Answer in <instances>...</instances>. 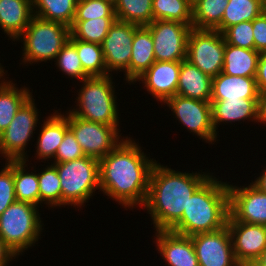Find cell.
<instances>
[{
	"mask_svg": "<svg viewBox=\"0 0 266 266\" xmlns=\"http://www.w3.org/2000/svg\"><path fill=\"white\" fill-rule=\"evenodd\" d=\"M141 148L132 137L126 136L99 160V192L122 204L125 210L144 206L151 171L157 162L149 159Z\"/></svg>",
	"mask_w": 266,
	"mask_h": 266,
	"instance_id": "obj_1",
	"label": "cell"
},
{
	"mask_svg": "<svg viewBox=\"0 0 266 266\" xmlns=\"http://www.w3.org/2000/svg\"><path fill=\"white\" fill-rule=\"evenodd\" d=\"M180 172L158 163L154 164L145 210L152 219L155 231L170 230L187 208L189 198L212 175L209 172Z\"/></svg>",
	"mask_w": 266,
	"mask_h": 266,
	"instance_id": "obj_2",
	"label": "cell"
},
{
	"mask_svg": "<svg viewBox=\"0 0 266 266\" xmlns=\"http://www.w3.org/2000/svg\"><path fill=\"white\" fill-rule=\"evenodd\" d=\"M213 174L189 198L182 218L170 231L192 236L226 226L229 216L228 182L219 181Z\"/></svg>",
	"mask_w": 266,
	"mask_h": 266,
	"instance_id": "obj_3",
	"label": "cell"
},
{
	"mask_svg": "<svg viewBox=\"0 0 266 266\" xmlns=\"http://www.w3.org/2000/svg\"><path fill=\"white\" fill-rule=\"evenodd\" d=\"M75 108L68 110L84 120L119 126V110L112 74L88 77L81 81Z\"/></svg>",
	"mask_w": 266,
	"mask_h": 266,
	"instance_id": "obj_4",
	"label": "cell"
},
{
	"mask_svg": "<svg viewBox=\"0 0 266 266\" xmlns=\"http://www.w3.org/2000/svg\"><path fill=\"white\" fill-rule=\"evenodd\" d=\"M38 208L16 200L0 215V238L17 258L42 238L44 223Z\"/></svg>",
	"mask_w": 266,
	"mask_h": 266,
	"instance_id": "obj_5",
	"label": "cell"
},
{
	"mask_svg": "<svg viewBox=\"0 0 266 266\" xmlns=\"http://www.w3.org/2000/svg\"><path fill=\"white\" fill-rule=\"evenodd\" d=\"M70 35V27L66 24L33 16L25 31L15 40L23 42V65L53 61Z\"/></svg>",
	"mask_w": 266,
	"mask_h": 266,
	"instance_id": "obj_6",
	"label": "cell"
},
{
	"mask_svg": "<svg viewBox=\"0 0 266 266\" xmlns=\"http://www.w3.org/2000/svg\"><path fill=\"white\" fill-rule=\"evenodd\" d=\"M60 178L62 207L85 206L100 190L99 160L84 156L64 163H53ZM94 193V194H93ZM93 194V195H92Z\"/></svg>",
	"mask_w": 266,
	"mask_h": 266,
	"instance_id": "obj_7",
	"label": "cell"
},
{
	"mask_svg": "<svg viewBox=\"0 0 266 266\" xmlns=\"http://www.w3.org/2000/svg\"><path fill=\"white\" fill-rule=\"evenodd\" d=\"M225 39L217 30L191 29L187 40L186 60L211 78L224 66Z\"/></svg>",
	"mask_w": 266,
	"mask_h": 266,
	"instance_id": "obj_8",
	"label": "cell"
},
{
	"mask_svg": "<svg viewBox=\"0 0 266 266\" xmlns=\"http://www.w3.org/2000/svg\"><path fill=\"white\" fill-rule=\"evenodd\" d=\"M31 96L17 111L8 127L2 132L0 155L6 161L28 160L26 146L33 137L39 121V112ZM26 151V152H25Z\"/></svg>",
	"mask_w": 266,
	"mask_h": 266,
	"instance_id": "obj_9",
	"label": "cell"
},
{
	"mask_svg": "<svg viewBox=\"0 0 266 266\" xmlns=\"http://www.w3.org/2000/svg\"><path fill=\"white\" fill-rule=\"evenodd\" d=\"M68 125L85 156L98 160L105 157L125 138H122L119 126L84 120L69 111Z\"/></svg>",
	"mask_w": 266,
	"mask_h": 266,
	"instance_id": "obj_10",
	"label": "cell"
},
{
	"mask_svg": "<svg viewBox=\"0 0 266 266\" xmlns=\"http://www.w3.org/2000/svg\"><path fill=\"white\" fill-rule=\"evenodd\" d=\"M163 104L173 112L180 124L200 140L209 144L218 141L219 134L215 132L212 122L211 102L175 95Z\"/></svg>",
	"mask_w": 266,
	"mask_h": 266,
	"instance_id": "obj_11",
	"label": "cell"
},
{
	"mask_svg": "<svg viewBox=\"0 0 266 266\" xmlns=\"http://www.w3.org/2000/svg\"><path fill=\"white\" fill-rule=\"evenodd\" d=\"M152 35L156 61L186 59L187 40L192 27L178 21L153 20L146 26Z\"/></svg>",
	"mask_w": 266,
	"mask_h": 266,
	"instance_id": "obj_12",
	"label": "cell"
},
{
	"mask_svg": "<svg viewBox=\"0 0 266 266\" xmlns=\"http://www.w3.org/2000/svg\"><path fill=\"white\" fill-rule=\"evenodd\" d=\"M138 25L116 21L111 25L102 46L104 62L107 72H124V80L129 83V64L135 29Z\"/></svg>",
	"mask_w": 266,
	"mask_h": 266,
	"instance_id": "obj_13",
	"label": "cell"
},
{
	"mask_svg": "<svg viewBox=\"0 0 266 266\" xmlns=\"http://www.w3.org/2000/svg\"><path fill=\"white\" fill-rule=\"evenodd\" d=\"M229 216L227 221L266 226V193L252 182L248 186L229 184Z\"/></svg>",
	"mask_w": 266,
	"mask_h": 266,
	"instance_id": "obj_14",
	"label": "cell"
},
{
	"mask_svg": "<svg viewBox=\"0 0 266 266\" xmlns=\"http://www.w3.org/2000/svg\"><path fill=\"white\" fill-rule=\"evenodd\" d=\"M199 266H240L235 259L228 226L190 236Z\"/></svg>",
	"mask_w": 266,
	"mask_h": 266,
	"instance_id": "obj_15",
	"label": "cell"
},
{
	"mask_svg": "<svg viewBox=\"0 0 266 266\" xmlns=\"http://www.w3.org/2000/svg\"><path fill=\"white\" fill-rule=\"evenodd\" d=\"M233 252L240 266L257 261L266 249V226L239 221H227Z\"/></svg>",
	"mask_w": 266,
	"mask_h": 266,
	"instance_id": "obj_16",
	"label": "cell"
},
{
	"mask_svg": "<svg viewBox=\"0 0 266 266\" xmlns=\"http://www.w3.org/2000/svg\"><path fill=\"white\" fill-rule=\"evenodd\" d=\"M180 61H155L136 82L141 81L148 94L164 103L176 95Z\"/></svg>",
	"mask_w": 266,
	"mask_h": 266,
	"instance_id": "obj_17",
	"label": "cell"
},
{
	"mask_svg": "<svg viewBox=\"0 0 266 266\" xmlns=\"http://www.w3.org/2000/svg\"><path fill=\"white\" fill-rule=\"evenodd\" d=\"M155 232L156 250L168 266H199L194 245L190 236L170 230Z\"/></svg>",
	"mask_w": 266,
	"mask_h": 266,
	"instance_id": "obj_18",
	"label": "cell"
},
{
	"mask_svg": "<svg viewBox=\"0 0 266 266\" xmlns=\"http://www.w3.org/2000/svg\"><path fill=\"white\" fill-rule=\"evenodd\" d=\"M59 113L58 110L48 117H45L36 141V159H54L59 145L63 141L65 133L69 130L68 111ZM49 158V159H48Z\"/></svg>",
	"mask_w": 266,
	"mask_h": 266,
	"instance_id": "obj_19",
	"label": "cell"
},
{
	"mask_svg": "<svg viewBox=\"0 0 266 266\" xmlns=\"http://www.w3.org/2000/svg\"><path fill=\"white\" fill-rule=\"evenodd\" d=\"M212 122L215 132L221 122H243L251 120L257 122L258 120V99H234V100H211ZM217 130V131H216Z\"/></svg>",
	"mask_w": 266,
	"mask_h": 266,
	"instance_id": "obj_20",
	"label": "cell"
},
{
	"mask_svg": "<svg viewBox=\"0 0 266 266\" xmlns=\"http://www.w3.org/2000/svg\"><path fill=\"white\" fill-rule=\"evenodd\" d=\"M33 16L32 0H0V27L14 42Z\"/></svg>",
	"mask_w": 266,
	"mask_h": 266,
	"instance_id": "obj_21",
	"label": "cell"
},
{
	"mask_svg": "<svg viewBox=\"0 0 266 266\" xmlns=\"http://www.w3.org/2000/svg\"><path fill=\"white\" fill-rule=\"evenodd\" d=\"M255 77L231 76L220 72L212 78L211 100L258 99Z\"/></svg>",
	"mask_w": 266,
	"mask_h": 266,
	"instance_id": "obj_22",
	"label": "cell"
},
{
	"mask_svg": "<svg viewBox=\"0 0 266 266\" xmlns=\"http://www.w3.org/2000/svg\"><path fill=\"white\" fill-rule=\"evenodd\" d=\"M212 78L186 59L180 61L176 95L211 101Z\"/></svg>",
	"mask_w": 266,
	"mask_h": 266,
	"instance_id": "obj_23",
	"label": "cell"
},
{
	"mask_svg": "<svg viewBox=\"0 0 266 266\" xmlns=\"http://www.w3.org/2000/svg\"><path fill=\"white\" fill-rule=\"evenodd\" d=\"M154 43L150 30L146 26L135 29L129 64V84L143 75L155 62Z\"/></svg>",
	"mask_w": 266,
	"mask_h": 266,
	"instance_id": "obj_24",
	"label": "cell"
},
{
	"mask_svg": "<svg viewBox=\"0 0 266 266\" xmlns=\"http://www.w3.org/2000/svg\"><path fill=\"white\" fill-rule=\"evenodd\" d=\"M260 52L225 43L222 73L231 76L256 77Z\"/></svg>",
	"mask_w": 266,
	"mask_h": 266,
	"instance_id": "obj_25",
	"label": "cell"
},
{
	"mask_svg": "<svg viewBox=\"0 0 266 266\" xmlns=\"http://www.w3.org/2000/svg\"><path fill=\"white\" fill-rule=\"evenodd\" d=\"M12 80L6 79L0 83V131L3 132L13 120L21 106L33 95L31 90L24 86L16 87Z\"/></svg>",
	"mask_w": 266,
	"mask_h": 266,
	"instance_id": "obj_26",
	"label": "cell"
},
{
	"mask_svg": "<svg viewBox=\"0 0 266 266\" xmlns=\"http://www.w3.org/2000/svg\"><path fill=\"white\" fill-rule=\"evenodd\" d=\"M78 0H32L33 14L41 19L71 27Z\"/></svg>",
	"mask_w": 266,
	"mask_h": 266,
	"instance_id": "obj_27",
	"label": "cell"
},
{
	"mask_svg": "<svg viewBox=\"0 0 266 266\" xmlns=\"http://www.w3.org/2000/svg\"><path fill=\"white\" fill-rule=\"evenodd\" d=\"M229 0H193L192 28L214 30L222 21Z\"/></svg>",
	"mask_w": 266,
	"mask_h": 266,
	"instance_id": "obj_28",
	"label": "cell"
},
{
	"mask_svg": "<svg viewBox=\"0 0 266 266\" xmlns=\"http://www.w3.org/2000/svg\"><path fill=\"white\" fill-rule=\"evenodd\" d=\"M25 160H13L14 190L17 201L39 205V182L36 171H26Z\"/></svg>",
	"mask_w": 266,
	"mask_h": 266,
	"instance_id": "obj_29",
	"label": "cell"
},
{
	"mask_svg": "<svg viewBox=\"0 0 266 266\" xmlns=\"http://www.w3.org/2000/svg\"><path fill=\"white\" fill-rule=\"evenodd\" d=\"M263 12L262 0H229L221 23L214 29L221 33L244 21H253Z\"/></svg>",
	"mask_w": 266,
	"mask_h": 266,
	"instance_id": "obj_30",
	"label": "cell"
},
{
	"mask_svg": "<svg viewBox=\"0 0 266 266\" xmlns=\"http://www.w3.org/2000/svg\"><path fill=\"white\" fill-rule=\"evenodd\" d=\"M69 41L76 47L82 67L90 77L110 75L104 62L101 44L74 39L71 35Z\"/></svg>",
	"mask_w": 266,
	"mask_h": 266,
	"instance_id": "obj_31",
	"label": "cell"
},
{
	"mask_svg": "<svg viewBox=\"0 0 266 266\" xmlns=\"http://www.w3.org/2000/svg\"><path fill=\"white\" fill-rule=\"evenodd\" d=\"M153 0H118L115 6L116 19L147 26L153 21Z\"/></svg>",
	"mask_w": 266,
	"mask_h": 266,
	"instance_id": "obj_32",
	"label": "cell"
},
{
	"mask_svg": "<svg viewBox=\"0 0 266 266\" xmlns=\"http://www.w3.org/2000/svg\"><path fill=\"white\" fill-rule=\"evenodd\" d=\"M116 17H100L86 21H73L70 34L74 39L102 44Z\"/></svg>",
	"mask_w": 266,
	"mask_h": 266,
	"instance_id": "obj_33",
	"label": "cell"
},
{
	"mask_svg": "<svg viewBox=\"0 0 266 266\" xmlns=\"http://www.w3.org/2000/svg\"><path fill=\"white\" fill-rule=\"evenodd\" d=\"M153 20H170L192 27V0H153Z\"/></svg>",
	"mask_w": 266,
	"mask_h": 266,
	"instance_id": "obj_34",
	"label": "cell"
},
{
	"mask_svg": "<svg viewBox=\"0 0 266 266\" xmlns=\"http://www.w3.org/2000/svg\"><path fill=\"white\" fill-rule=\"evenodd\" d=\"M49 163L43 168L40 173L38 172L39 182V206L41 203L51 207H62V193L60 178L56 167Z\"/></svg>",
	"mask_w": 266,
	"mask_h": 266,
	"instance_id": "obj_35",
	"label": "cell"
},
{
	"mask_svg": "<svg viewBox=\"0 0 266 266\" xmlns=\"http://www.w3.org/2000/svg\"><path fill=\"white\" fill-rule=\"evenodd\" d=\"M54 62H56L55 64L59 68V71L61 70L69 78L80 79L79 83L90 77L82 67L76 47L69 40L59 51Z\"/></svg>",
	"mask_w": 266,
	"mask_h": 266,
	"instance_id": "obj_36",
	"label": "cell"
},
{
	"mask_svg": "<svg viewBox=\"0 0 266 266\" xmlns=\"http://www.w3.org/2000/svg\"><path fill=\"white\" fill-rule=\"evenodd\" d=\"M116 17L115 6L108 0H78L74 21Z\"/></svg>",
	"mask_w": 266,
	"mask_h": 266,
	"instance_id": "obj_37",
	"label": "cell"
},
{
	"mask_svg": "<svg viewBox=\"0 0 266 266\" xmlns=\"http://www.w3.org/2000/svg\"><path fill=\"white\" fill-rule=\"evenodd\" d=\"M225 43L230 45L255 49L253 36V21H244L226 28L223 32Z\"/></svg>",
	"mask_w": 266,
	"mask_h": 266,
	"instance_id": "obj_38",
	"label": "cell"
},
{
	"mask_svg": "<svg viewBox=\"0 0 266 266\" xmlns=\"http://www.w3.org/2000/svg\"><path fill=\"white\" fill-rule=\"evenodd\" d=\"M0 170V215L16 201L14 190L13 160L5 161Z\"/></svg>",
	"mask_w": 266,
	"mask_h": 266,
	"instance_id": "obj_39",
	"label": "cell"
},
{
	"mask_svg": "<svg viewBox=\"0 0 266 266\" xmlns=\"http://www.w3.org/2000/svg\"><path fill=\"white\" fill-rule=\"evenodd\" d=\"M79 143L76 141L75 135L69 129L63 138V141L58 147L55 158L53 160L54 163H64L72 160H77L84 157Z\"/></svg>",
	"mask_w": 266,
	"mask_h": 266,
	"instance_id": "obj_40",
	"label": "cell"
},
{
	"mask_svg": "<svg viewBox=\"0 0 266 266\" xmlns=\"http://www.w3.org/2000/svg\"><path fill=\"white\" fill-rule=\"evenodd\" d=\"M255 50L266 51V14L263 12L253 20Z\"/></svg>",
	"mask_w": 266,
	"mask_h": 266,
	"instance_id": "obj_41",
	"label": "cell"
},
{
	"mask_svg": "<svg viewBox=\"0 0 266 266\" xmlns=\"http://www.w3.org/2000/svg\"><path fill=\"white\" fill-rule=\"evenodd\" d=\"M255 80L258 92L266 91V51L260 52Z\"/></svg>",
	"mask_w": 266,
	"mask_h": 266,
	"instance_id": "obj_42",
	"label": "cell"
},
{
	"mask_svg": "<svg viewBox=\"0 0 266 266\" xmlns=\"http://www.w3.org/2000/svg\"><path fill=\"white\" fill-rule=\"evenodd\" d=\"M14 259H16V256L0 238V266H7Z\"/></svg>",
	"mask_w": 266,
	"mask_h": 266,
	"instance_id": "obj_43",
	"label": "cell"
},
{
	"mask_svg": "<svg viewBox=\"0 0 266 266\" xmlns=\"http://www.w3.org/2000/svg\"><path fill=\"white\" fill-rule=\"evenodd\" d=\"M260 124H266V91L260 92L258 96V120Z\"/></svg>",
	"mask_w": 266,
	"mask_h": 266,
	"instance_id": "obj_44",
	"label": "cell"
},
{
	"mask_svg": "<svg viewBox=\"0 0 266 266\" xmlns=\"http://www.w3.org/2000/svg\"><path fill=\"white\" fill-rule=\"evenodd\" d=\"M252 183L262 192L266 193V167H264L263 172L261 171L260 176L252 181Z\"/></svg>",
	"mask_w": 266,
	"mask_h": 266,
	"instance_id": "obj_45",
	"label": "cell"
},
{
	"mask_svg": "<svg viewBox=\"0 0 266 266\" xmlns=\"http://www.w3.org/2000/svg\"><path fill=\"white\" fill-rule=\"evenodd\" d=\"M250 265H266V249L262 252L259 259Z\"/></svg>",
	"mask_w": 266,
	"mask_h": 266,
	"instance_id": "obj_46",
	"label": "cell"
},
{
	"mask_svg": "<svg viewBox=\"0 0 266 266\" xmlns=\"http://www.w3.org/2000/svg\"><path fill=\"white\" fill-rule=\"evenodd\" d=\"M2 66L3 65H1V63H0V80H1L0 83H4L6 81L5 80L6 77H4V76L7 74L6 72H4L5 70L3 69Z\"/></svg>",
	"mask_w": 266,
	"mask_h": 266,
	"instance_id": "obj_47",
	"label": "cell"
},
{
	"mask_svg": "<svg viewBox=\"0 0 266 266\" xmlns=\"http://www.w3.org/2000/svg\"><path fill=\"white\" fill-rule=\"evenodd\" d=\"M263 13L266 14V0H262Z\"/></svg>",
	"mask_w": 266,
	"mask_h": 266,
	"instance_id": "obj_48",
	"label": "cell"
},
{
	"mask_svg": "<svg viewBox=\"0 0 266 266\" xmlns=\"http://www.w3.org/2000/svg\"><path fill=\"white\" fill-rule=\"evenodd\" d=\"M1 144H2V132L0 131V148H1Z\"/></svg>",
	"mask_w": 266,
	"mask_h": 266,
	"instance_id": "obj_49",
	"label": "cell"
},
{
	"mask_svg": "<svg viewBox=\"0 0 266 266\" xmlns=\"http://www.w3.org/2000/svg\"><path fill=\"white\" fill-rule=\"evenodd\" d=\"M110 2H112L113 4H115L118 0H108Z\"/></svg>",
	"mask_w": 266,
	"mask_h": 266,
	"instance_id": "obj_50",
	"label": "cell"
},
{
	"mask_svg": "<svg viewBox=\"0 0 266 266\" xmlns=\"http://www.w3.org/2000/svg\"><path fill=\"white\" fill-rule=\"evenodd\" d=\"M249 266H266V265H249Z\"/></svg>",
	"mask_w": 266,
	"mask_h": 266,
	"instance_id": "obj_51",
	"label": "cell"
}]
</instances>
